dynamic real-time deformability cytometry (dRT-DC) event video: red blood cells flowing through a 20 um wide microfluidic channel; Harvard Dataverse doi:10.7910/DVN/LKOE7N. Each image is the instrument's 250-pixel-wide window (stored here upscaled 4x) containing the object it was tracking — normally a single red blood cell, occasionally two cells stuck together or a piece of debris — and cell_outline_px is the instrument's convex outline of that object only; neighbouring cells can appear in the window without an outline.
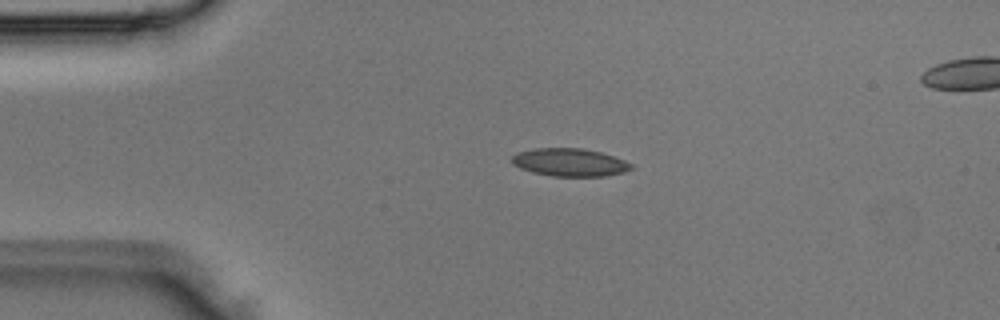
{"species": "Egyptian fruit bat (a non-hibernating species)", "species_latin": "Rousettus aegyptiacus", "temperature_condition": "room temperature", "stored_images_in_passage": 4, "segment_of_instrument_passage": [1, 2], "camera_frame_rate_fps": 3000, "um_per_image_px": 0.085, "animal": {"sex": "male"}, "frame": {"image": 1, "passage_image": 2, "time_ms": 0.333, "image_size_px": [1000, 320], "cell_outline_px": [[632, 168], [624, 172], [604, 176], [552, 176], [532, 172], [520, 168], [512, 164], [512, 156], [516, 152], [532, 148], [580, 148], [600, 152], [624, 160], [632, 164]], "centroid_in_image_um": [48.38, 13.79], "position_along_channel_um": 36.6, "area_um2": 19.36}}